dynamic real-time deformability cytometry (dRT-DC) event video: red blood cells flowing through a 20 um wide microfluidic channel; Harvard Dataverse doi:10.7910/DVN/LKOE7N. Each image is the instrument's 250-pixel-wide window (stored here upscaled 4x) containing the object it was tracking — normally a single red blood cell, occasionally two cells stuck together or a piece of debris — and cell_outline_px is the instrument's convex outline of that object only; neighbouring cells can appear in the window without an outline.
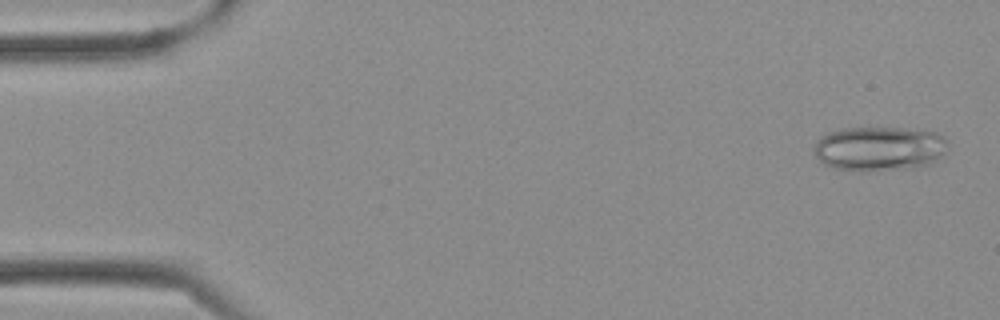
{"species": "Egyptian fruit bat (a non-hibernating species)", "species_latin": "Rousettus aegyptiacus", "temperature_condition": "cold", "stored_images_in_passage": 11, "camera_frame_rate_fps": 3000, "um_per_image_px": 0.085, "frame": {"image": 1, "passage_image": 2, "time_ms": 0.333, "image_size_px": [1000, 320], "cell_outline_px": [[948, 152], [928, 164], [912, 168], [868, 172], [860, 172], [832, 168], [824, 164], [816, 156], [812, 148], [820, 136], [828, 132], [844, 128], [904, 128], [936, 132], [944, 136], [948, 140]], "centroid_in_image_um": [74.74, 12.64], "position_along_channel_um": 10.3, "area_um2": 35.37}}